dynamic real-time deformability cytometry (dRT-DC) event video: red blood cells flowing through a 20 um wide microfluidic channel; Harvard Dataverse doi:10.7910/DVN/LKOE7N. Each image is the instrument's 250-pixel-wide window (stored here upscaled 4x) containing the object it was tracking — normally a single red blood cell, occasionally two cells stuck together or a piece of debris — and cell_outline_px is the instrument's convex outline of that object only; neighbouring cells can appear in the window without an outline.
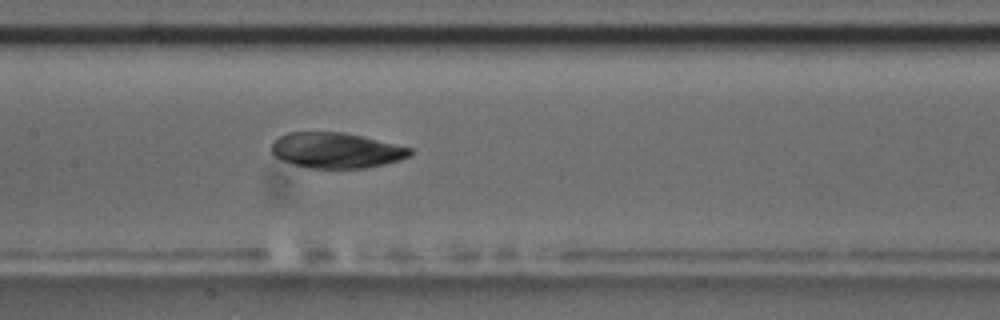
{"species": "common noctule bat (a hibernating species)", "species_latin": "Nyctalus noctula", "temperature_condition": "room temperature", "stored_images_in_passage": 6, "camera_frame_rate_fps": 3000, "um_per_image_px": 0.085, "animal": {"sex": "male", "body_mass_g": 17.5, "forearm_length_mm": 52.3}, "frame": {"image": 1, "passage_image": 6, "time_ms": 6.333, "image_size_px": [1000, 320], "cell_outline_px": [[412, 156], [400, 160], [384, 164], [364, 168], [308, 168], [280, 160], [272, 156], [272, 140], [288, 132], [344, 132], [412, 148]], "centroid_in_image_um": [28.55, 12.78], "position_along_channel_um": 178.9, "area_um2": 28.78}}